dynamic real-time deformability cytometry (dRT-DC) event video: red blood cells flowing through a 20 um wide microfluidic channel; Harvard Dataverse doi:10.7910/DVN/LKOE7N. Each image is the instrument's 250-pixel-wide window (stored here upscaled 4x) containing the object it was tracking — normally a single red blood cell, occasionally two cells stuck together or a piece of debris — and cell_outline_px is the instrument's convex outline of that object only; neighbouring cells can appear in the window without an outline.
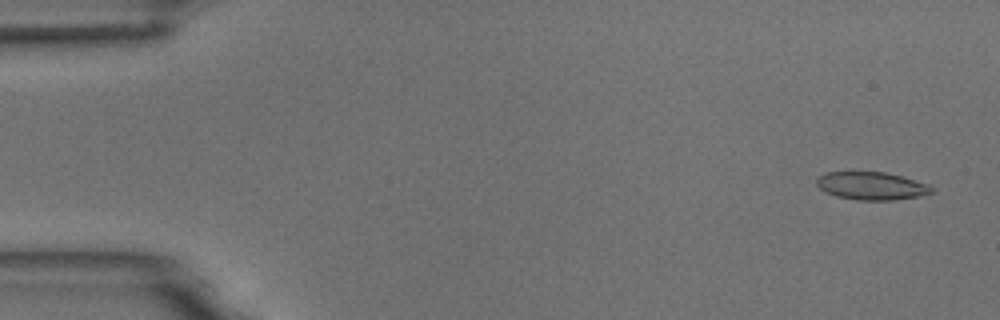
{"species": "common noctule bat (a hibernating species)", "species_latin": "Nyctalus noctula", "temperature_condition": "room temperature", "stored_images_in_passage": 8, "camera_frame_rate_fps": 3000, "um_per_image_px": 0.085, "animal": {"sex": "male", "body_mass_g": 18.8}, "frame": {"image": 1, "passage_image": 1, "time_ms": 0.0, "image_size_px": [1000, 320], "cell_outline_px": [[936, 192], [920, 196], [892, 200], [856, 200], [836, 196], [820, 188], [816, 184], [816, 180], [820, 176], [828, 172], [884, 172], [900, 176], [928, 184]], "centroid_in_image_um": [74.1, 15.81], "position_along_channel_um": 10.9, "area_um2": 18.5}}
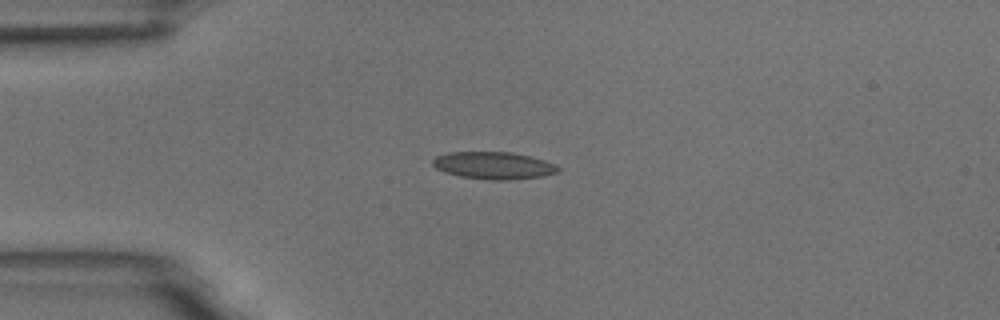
{"frame": {"image": 2, "passage_image": 4, "time_ms": 3.667, "image_size_px": [1000, 320], "cell_outline_px": [[560, 172], [544, 176], [508, 180], [488, 180], [460, 176], [444, 172], [436, 168], [432, 164], [432, 160], [436, 156], [448, 152], [512, 152], [544, 160], [556, 164], [560, 168]], "centroid_in_image_um": [41.97, 14.07], "position_along_channel_um": 43.0, "area_um2": 20.06}}